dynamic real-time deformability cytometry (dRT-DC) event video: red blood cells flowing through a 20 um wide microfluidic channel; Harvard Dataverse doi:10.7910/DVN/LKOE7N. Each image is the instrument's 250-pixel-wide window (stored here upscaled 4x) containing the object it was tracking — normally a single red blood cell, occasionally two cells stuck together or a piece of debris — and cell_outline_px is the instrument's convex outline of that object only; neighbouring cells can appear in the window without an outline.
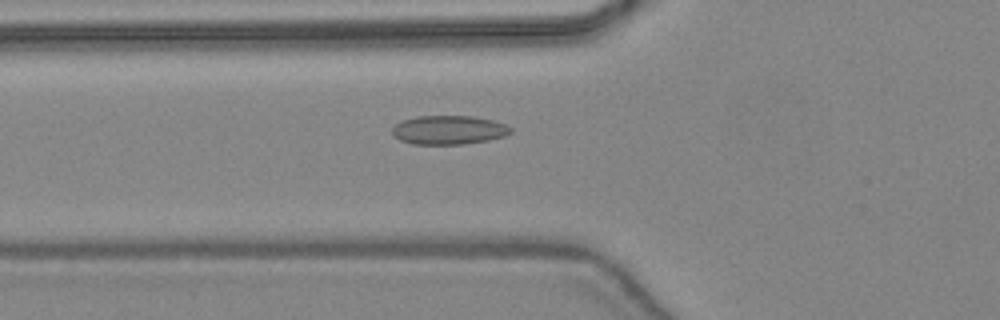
{"species": "common noctule bat (a hibernating species)", "species_latin": "Nyctalus noctula", "temperature_condition": "warm", "stored_images_in_passage": 36, "camera_frame_rate_fps": 3000, "um_per_image_px": 0.085, "animal": {"sex": "female", "body_mass_g": 24.6, "forearm_length_mm": 56.2}, "frame": {"image": 1, "passage_image": 6, "time_ms": 1.667, "image_size_px": [1000, 320], "cell_outline_px": [[512, 132], [504, 136], [488, 140], [464, 144], [412, 144], [400, 140], [392, 136], [392, 128], [396, 124], [404, 120], [416, 116], [472, 116], [492, 120], [504, 124], [512, 128]], "centroid_in_image_um": [38.12, 11.05], "position_along_channel_um": 87.7, "area_um2": 19.94}}
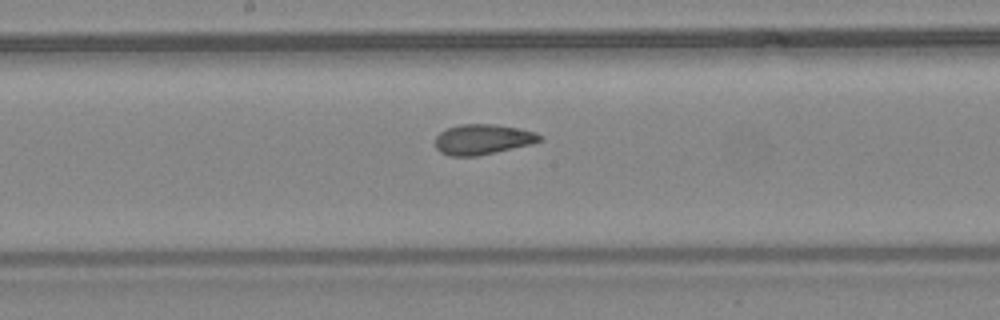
{"frame": {"image": 2, "passage_image": 14, "time_ms": 4.333, "image_size_px": [1000, 320], "cell_outline_px": [[544, 140], [532, 144], [496, 152], [476, 156], [448, 156], [440, 152], [436, 148], [436, 136], [440, 132], [448, 128], [460, 124], [496, 124], [536, 132], [544, 136]], "centroid_in_image_um": [41.06, 11.85], "position_along_channel_um": 207.1, "area_um2": 18.55}}
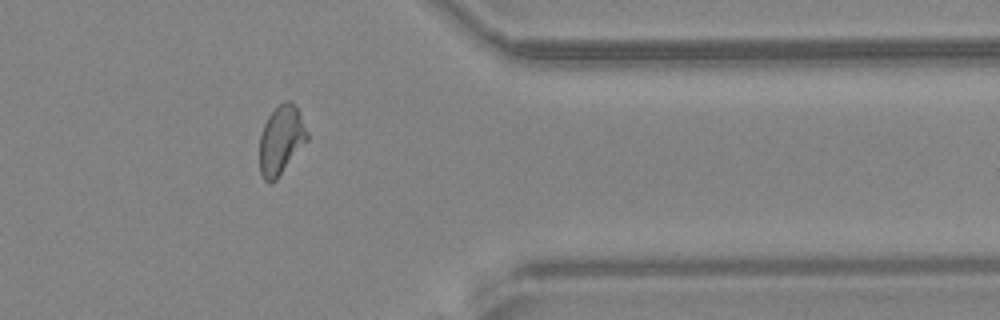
{"frame": {"image": 3, "passage_image": 27, "time_ms": 8.667, "image_size_px": [1000, 320], "cell_outline_px": [[308, 140], [276, 180], [272, 184], [268, 184], [264, 180], [260, 172], [260, 136], [264, 124], [268, 116], [284, 100], [288, 100], [300, 112], [308, 132]], "centroid_in_image_um": [23.89, 11.93], "position_along_channel_um": 387.5, "area_um2": 19.07}, "authors_computed_cell_mechanics": {"area_um2": 18.8428, "velocity_mm_per_s": 4.4439, "shape_relaxation_time_tau1_ms": null, "shape_relaxation_time_tau2_ms": 1.4858, "deformation_change_tau1": null, "deformation_change_tau2": 0.0603}}